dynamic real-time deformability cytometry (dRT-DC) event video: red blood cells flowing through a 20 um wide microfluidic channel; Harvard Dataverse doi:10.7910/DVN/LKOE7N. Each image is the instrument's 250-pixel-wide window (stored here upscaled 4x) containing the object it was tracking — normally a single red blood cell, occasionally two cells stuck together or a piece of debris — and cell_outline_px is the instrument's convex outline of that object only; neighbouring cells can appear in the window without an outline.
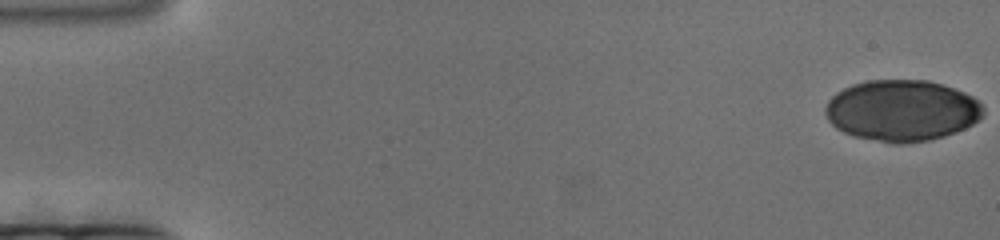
{"species": "human", "species_latin": "Homo sapiens", "temperature_condition": "cold", "stored_images_in_passage": 179, "camera_frame_rate_fps": 3000, "um_per_image_px": 0.085, "donor": {"sex": "female"}, "frame": {"image": 1, "passage_image": 1, "time_ms": 0.0, "image_size_px": [1000, 240], "cell_outline_px": [[984, 112], [972, 124], [956, 132], [944, 136], [928, 140], [904, 144], [892, 144], [852, 136], [836, 128], [828, 120], [824, 112], [824, 108], [828, 100], [836, 92], [852, 84], [864, 80], [928, 80], [964, 92], [972, 96], [984, 108]], "centroid_in_image_um": [76.61, 9.4], "position_along_channel_um": 8.4, "area_um2": 56.47}}
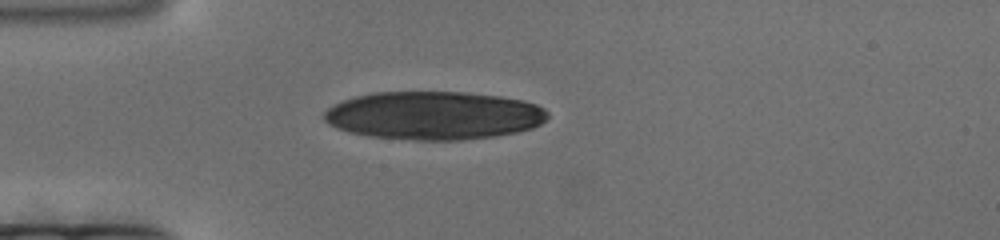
{"frame": {"image": 2, "passage_image": 49, "time_ms": 16.0, "image_size_px": [1000, 240], "cell_outline_px": [[548, 116], [540, 124], [532, 128], [516, 132], [496, 136], [460, 140], [416, 140], [368, 136], [348, 132], [336, 128], [328, 124], [324, 120], [324, 112], [328, 108], [344, 100], [356, 96], [372, 92], [468, 92], [500, 96], [524, 100], [536, 104], [544, 108], [548, 112]], "centroid_in_image_um": [36.88, 9.81], "position_along_channel_um": 48.1, "area_um2": 63.06}}